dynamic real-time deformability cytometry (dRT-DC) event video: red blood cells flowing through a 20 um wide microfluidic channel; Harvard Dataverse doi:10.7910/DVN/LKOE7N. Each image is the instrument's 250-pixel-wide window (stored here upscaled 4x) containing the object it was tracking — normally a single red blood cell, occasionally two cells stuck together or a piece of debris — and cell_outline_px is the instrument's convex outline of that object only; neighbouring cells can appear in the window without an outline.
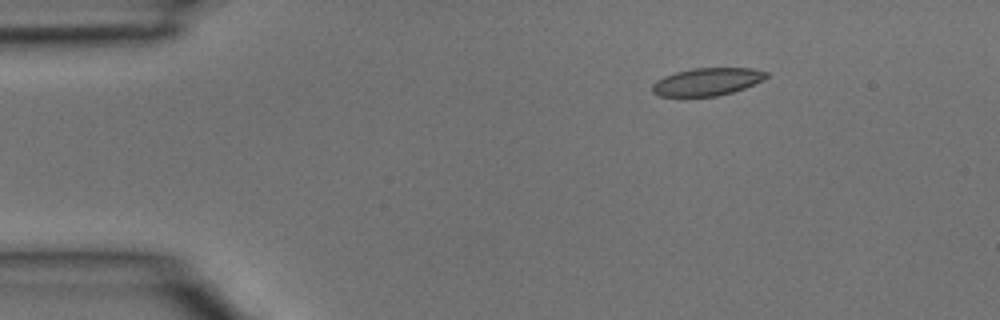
{"species": "common noctule bat (a hibernating species)", "species_latin": "Nyctalus noctula", "temperature_condition": "room temperature", "stored_images_in_passage": 3, "camera_frame_rate_fps": 3000, "um_per_image_px": 0.085, "animal": {"sex": "male", "body_mass_g": 15.6}, "frame": {"image": 1, "passage_image": 1, "time_ms": 0.0, "image_size_px": [1000, 320], "cell_outline_px": [[768, 76], [764, 80], [744, 88], [732, 92], [716, 96], [660, 96], [652, 92], [652, 84], [656, 80], [664, 76], [676, 72], [692, 68], [752, 68], [768, 72]], "centroid_in_image_um": [60.11, 6.94], "position_along_channel_um": 24.9, "area_um2": 18.38}}
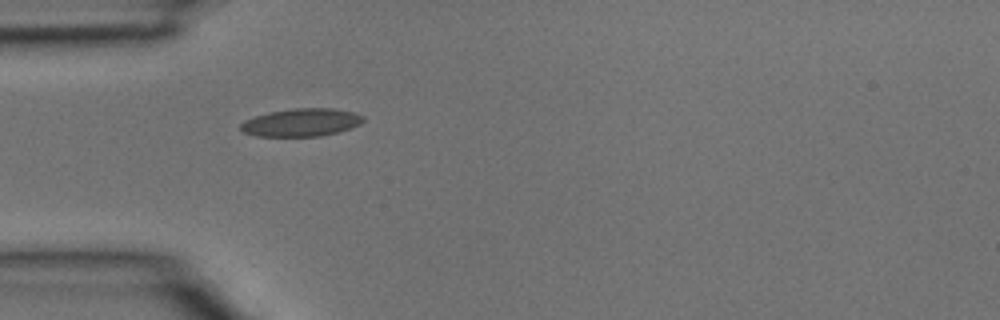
{"frame": {"image": 2, "passage_image": 3, "time_ms": 0.667, "image_size_px": [1000, 320], "cell_outline_px": [[364, 120], [360, 124], [336, 132], [320, 136], [256, 136], [244, 132], [240, 128], [240, 124], [244, 120], [268, 112], [292, 108], [332, 108], [352, 112], [364, 116]], "centroid_in_image_um": [25.58, 10.4], "position_along_channel_um": 59.4, "area_um2": 19.77}}